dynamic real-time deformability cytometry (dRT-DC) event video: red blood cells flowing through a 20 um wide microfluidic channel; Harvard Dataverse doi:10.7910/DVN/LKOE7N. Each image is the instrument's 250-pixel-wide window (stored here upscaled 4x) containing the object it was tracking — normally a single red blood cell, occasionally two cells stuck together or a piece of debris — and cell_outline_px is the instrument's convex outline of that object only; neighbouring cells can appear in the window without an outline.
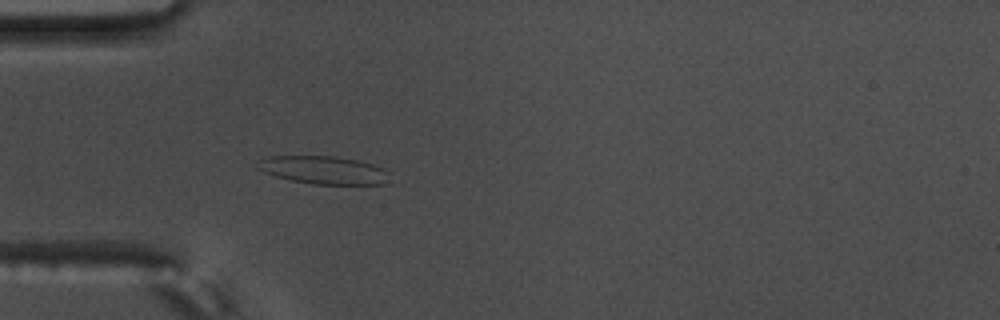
{"species": "common noctule bat (a hibernating species)", "species_latin": "Nyctalus noctula", "temperature_condition": "warm", "stored_images_in_passage": 57, "camera_frame_rate_fps": 3000, "um_per_image_px": 0.085, "animal": {"sex": "male", "body_mass_g": 17.5, "forearm_length_mm": 52.3}, "frame": {"image": 1, "passage_image": 18, "time_ms": 5.667, "image_size_px": [1000, 320], "cell_outline_px": [[392, 172], [384, 184], [312, 184], [292, 180], [276, 176], [264, 172], [256, 168], [260, 160], [268, 156], [336, 156], [360, 160], [384, 168]], "centroid_in_image_um": [27.55, 14.45], "position_along_channel_um": 57.4, "area_um2": 21.62}}
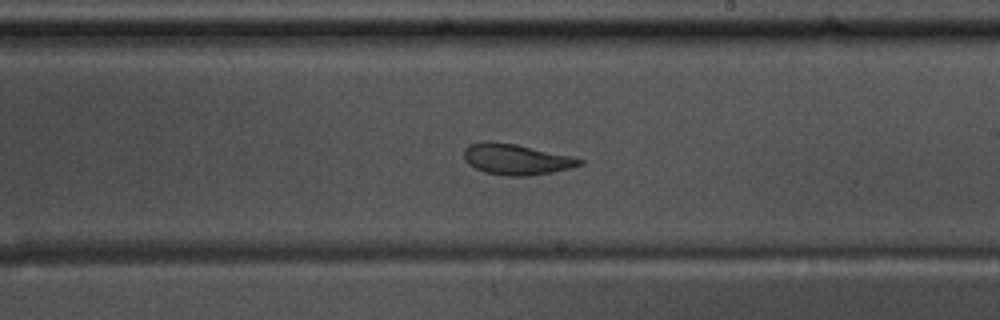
{"frame": {"image": 2, "passage_image": 34, "time_ms": 11.0, "image_size_px": [1000, 320], "cell_outline_px": [[584, 164], [572, 168], [552, 172], [528, 176], [508, 176], [484, 172], [468, 164], [464, 160], [464, 148], [468, 144], [488, 140], [516, 144], [572, 156], [584, 160]], "centroid_in_image_um": [43.87, 13.53], "position_along_channel_um": 245.1, "area_um2": 20.98}}
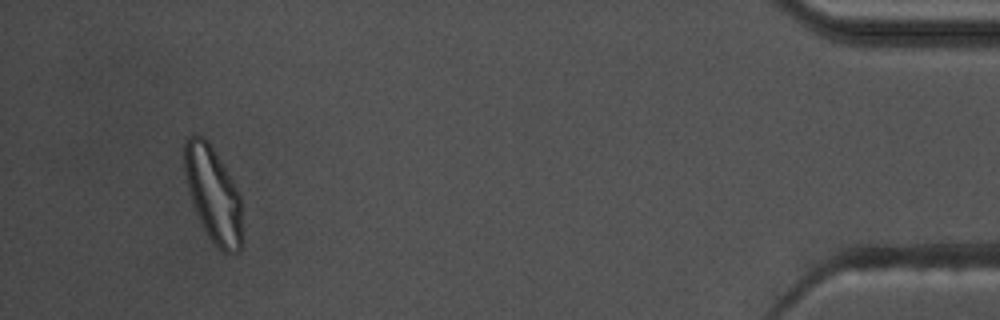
{"frame": {"image": 3, "passage_image": 54, "time_ms": 17.667, "image_size_px": [1000, 320], "cell_outline_px": [[244, 244], [236, 252], [224, 252], [208, 236], [192, 204], [184, 172], [184, 140], [188, 136], [200, 136], [208, 140], [240, 192], [244, 240]], "centroid_in_image_um": [18.15, 16.53], "position_along_channel_um": 417.1, "area_um2": 32.31}, "authors_computed_cell_mechanics": {"area_um2": 23.987, "velocity_mm_per_s": 3.6323, "shape_relaxation_time_tau1_ms": null, "shape_relaxation_time_tau2_ms": 2.1007, "deformation_change_tau1": null, "deformation_change_tau2": 0.0896}}